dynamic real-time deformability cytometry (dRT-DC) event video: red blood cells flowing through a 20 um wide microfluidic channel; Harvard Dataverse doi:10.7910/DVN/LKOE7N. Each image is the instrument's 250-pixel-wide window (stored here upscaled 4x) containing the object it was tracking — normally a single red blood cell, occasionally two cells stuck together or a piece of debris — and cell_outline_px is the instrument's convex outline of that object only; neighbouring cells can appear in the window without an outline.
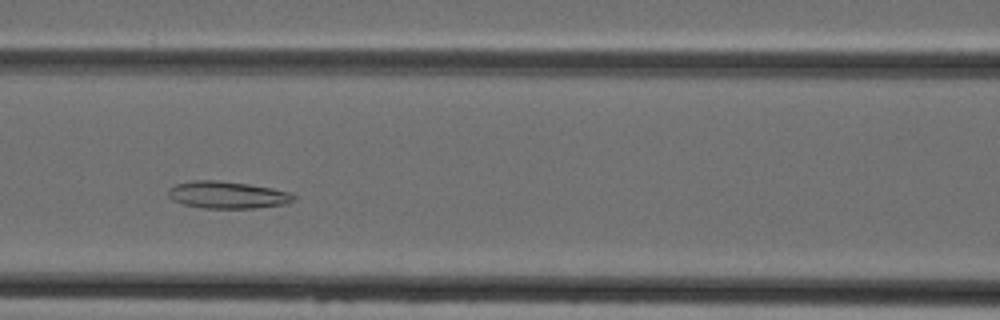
{"species": "Egyptian fruit bat (a non-hibernating species)", "species_latin": "Rousettus aegyptiacus", "temperature_condition": "cold", "stored_images_in_passage": 5, "camera_frame_rate_fps": 3000, "um_per_image_px": 0.085, "animal": {"sex": "female"}, "frame": {"image": 1, "passage_image": 5, "time_ms": 4.333, "image_size_px": [1000, 320], "cell_outline_px": [[296, 200], [284, 204], [256, 208], [204, 208], [184, 204], [172, 200], [168, 196], [168, 188], [176, 184], [192, 180], [216, 180], [248, 184], [272, 188], [292, 192], [296, 196]], "centroid_in_image_um": [19.34, 16.56], "position_along_channel_um": 147.3, "area_um2": 19.94}}